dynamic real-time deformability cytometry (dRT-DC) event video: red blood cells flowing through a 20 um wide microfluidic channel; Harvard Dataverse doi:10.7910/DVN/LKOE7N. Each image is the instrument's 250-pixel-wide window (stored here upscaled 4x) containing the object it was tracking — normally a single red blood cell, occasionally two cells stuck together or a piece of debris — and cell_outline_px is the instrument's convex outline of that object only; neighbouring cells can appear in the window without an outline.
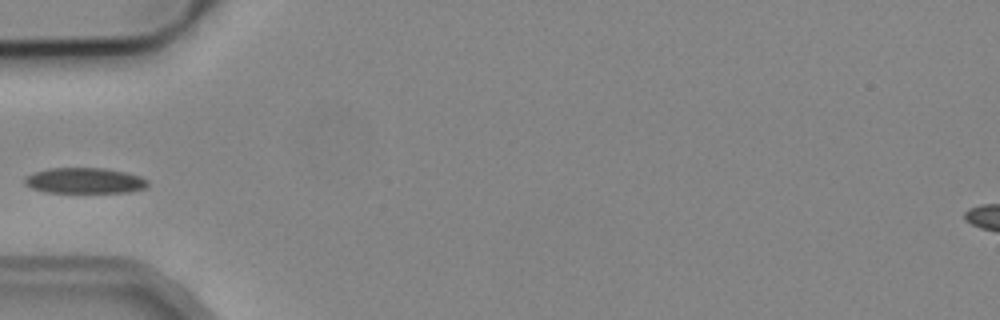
{"species": "common noctule bat (a hibernating species)", "species_latin": "Nyctalus noctula", "temperature_condition": "cold", "stored_images_in_passage": 4, "camera_frame_rate_fps": 3000, "um_per_image_px": 0.085, "animal": {"sex": "male", "body_mass_g": 19.2, "forearm_length_mm": 51.8}, "frame": {"image": 1, "passage_image": 4, "time_ms": 4.0, "image_size_px": [1000, 320], "cell_outline_px": [[148, 184], [144, 188], [128, 192], [48, 192], [32, 188], [24, 184], [24, 176], [48, 168], [104, 168], [124, 172], [140, 176], [148, 180]], "centroid_in_image_um": [7.18, 15.35], "position_along_channel_um": 77.8, "area_um2": 18.26}}